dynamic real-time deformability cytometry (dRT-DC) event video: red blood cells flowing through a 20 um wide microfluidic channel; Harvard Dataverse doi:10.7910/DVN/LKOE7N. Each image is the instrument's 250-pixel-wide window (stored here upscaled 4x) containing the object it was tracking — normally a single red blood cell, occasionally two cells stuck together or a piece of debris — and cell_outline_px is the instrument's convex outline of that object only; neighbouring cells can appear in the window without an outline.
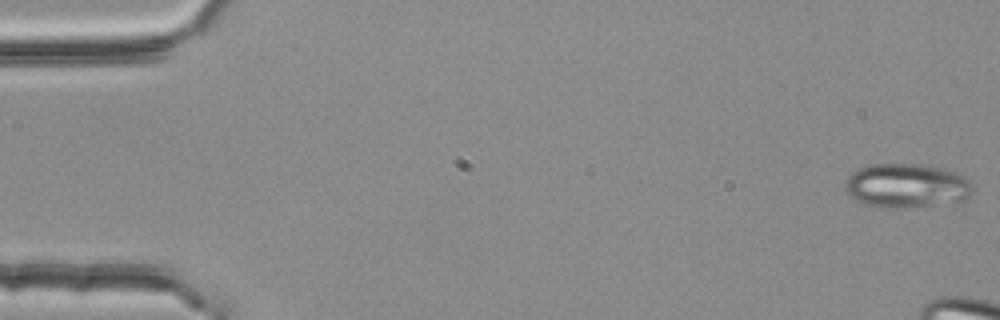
{"species": "common noctule bat (a hibernating species)", "species_latin": "Nyctalus noctula", "temperature_condition": "room temperature", "stored_images_in_passage": 20, "camera_frame_rate_fps": 3000, "um_per_image_px": 0.085, "animal": {"sex": "female", "body_mass_g": 25.1}, "frame": {"image": 1, "passage_image": 1, "time_ms": 0.0, "image_size_px": [1000, 320], "cell_outline_px": [[972, 192], [968, 196], [960, 200], [896, 208], [884, 208], [864, 204], [856, 200], [844, 188], [844, 184], [848, 176], [852, 172], [860, 168], [872, 164], [924, 164], [940, 168], [964, 176], [972, 184]], "centroid_in_image_um": [77.0, 15.76], "position_along_channel_um": 8.0, "area_um2": 32.19}}